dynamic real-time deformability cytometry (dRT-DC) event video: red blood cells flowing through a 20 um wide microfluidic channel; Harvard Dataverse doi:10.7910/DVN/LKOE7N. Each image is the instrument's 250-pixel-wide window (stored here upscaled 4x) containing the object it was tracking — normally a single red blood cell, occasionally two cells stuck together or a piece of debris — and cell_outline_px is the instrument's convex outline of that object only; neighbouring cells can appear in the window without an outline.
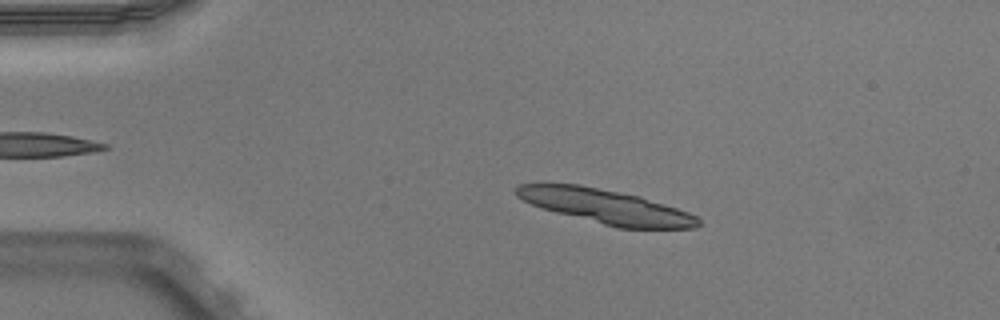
{"species": "Egyptian fruit bat (a non-hibernating species)", "species_latin": "Rousettus aegyptiacus", "temperature_condition": "warm", "stored_images_in_passage": 47, "segment_of_instrument_passage": [1, 2], "camera_frame_rate_fps": 3000, "um_per_image_px": 0.085, "animal": {"sex": "male"}, "frame": {"image": 1, "passage_image": 7, "time_ms": 2.0, "image_size_px": [1000, 320], "cell_outline_px": [[700, 224], [696, 228], [616, 228], [556, 212], [532, 204], [516, 196], [512, 192], [520, 184], [580, 184], [640, 196], [688, 212], [696, 216], [700, 220]], "centroid_in_image_um": [51.5, 17.55], "position_along_channel_um": 33.5, "area_um2": 36.07}}